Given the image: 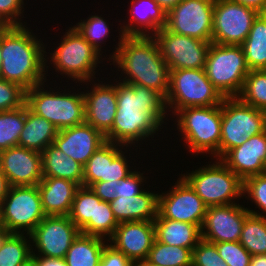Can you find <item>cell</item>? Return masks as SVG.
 <instances>
[{
	"label": "cell",
	"mask_w": 266,
	"mask_h": 266,
	"mask_svg": "<svg viewBox=\"0 0 266 266\" xmlns=\"http://www.w3.org/2000/svg\"><path fill=\"white\" fill-rule=\"evenodd\" d=\"M117 111L106 141L128 147L148 138L164 123L165 98L154 89L118 82Z\"/></svg>",
	"instance_id": "cell-1"
},
{
	"label": "cell",
	"mask_w": 266,
	"mask_h": 266,
	"mask_svg": "<svg viewBox=\"0 0 266 266\" xmlns=\"http://www.w3.org/2000/svg\"><path fill=\"white\" fill-rule=\"evenodd\" d=\"M119 40L118 47L110 59L127 74L122 82L154 89L166 98L170 69L160 54L155 38L124 36L121 32Z\"/></svg>",
	"instance_id": "cell-2"
},
{
	"label": "cell",
	"mask_w": 266,
	"mask_h": 266,
	"mask_svg": "<svg viewBox=\"0 0 266 266\" xmlns=\"http://www.w3.org/2000/svg\"><path fill=\"white\" fill-rule=\"evenodd\" d=\"M26 28L28 27L25 25L7 26L1 32L0 78L15 82L28 90L46 82L44 72L47 60L44 54L47 52L40 39L38 41Z\"/></svg>",
	"instance_id": "cell-3"
},
{
	"label": "cell",
	"mask_w": 266,
	"mask_h": 266,
	"mask_svg": "<svg viewBox=\"0 0 266 266\" xmlns=\"http://www.w3.org/2000/svg\"><path fill=\"white\" fill-rule=\"evenodd\" d=\"M177 128L192 153L210 152L220 159L221 105L186 107L177 113Z\"/></svg>",
	"instance_id": "cell-4"
},
{
	"label": "cell",
	"mask_w": 266,
	"mask_h": 266,
	"mask_svg": "<svg viewBox=\"0 0 266 266\" xmlns=\"http://www.w3.org/2000/svg\"><path fill=\"white\" fill-rule=\"evenodd\" d=\"M44 83L26 90V104L36 115L51 122L58 130L85 123L83 93H60L44 90ZM42 87V89H41Z\"/></svg>",
	"instance_id": "cell-5"
},
{
	"label": "cell",
	"mask_w": 266,
	"mask_h": 266,
	"mask_svg": "<svg viewBox=\"0 0 266 266\" xmlns=\"http://www.w3.org/2000/svg\"><path fill=\"white\" fill-rule=\"evenodd\" d=\"M207 78L224 98L238 97L250 69L242 46L210 44L205 64Z\"/></svg>",
	"instance_id": "cell-6"
},
{
	"label": "cell",
	"mask_w": 266,
	"mask_h": 266,
	"mask_svg": "<svg viewBox=\"0 0 266 266\" xmlns=\"http://www.w3.org/2000/svg\"><path fill=\"white\" fill-rule=\"evenodd\" d=\"M224 97L207 78L205 69L170 70L169 90L165 98L166 108L175 114L186 107H210L221 105Z\"/></svg>",
	"instance_id": "cell-7"
},
{
	"label": "cell",
	"mask_w": 266,
	"mask_h": 266,
	"mask_svg": "<svg viewBox=\"0 0 266 266\" xmlns=\"http://www.w3.org/2000/svg\"><path fill=\"white\" fill-rule=\"evenodd\" d=\"M216 160V164L182 176L208 207L235 204L232 200L243 195V180L220 159Z\"/></svg>",
	"instance_id": "cell-8"
},
{
	"label": "cell",
	"mask_w": 266,
	"mask_h": 266,
	"mask_svg": "<svg viewBox=\"0 0 266 266\" xmlns=\"http://www.w3.org/2000/svg\"><path fill=\"white\" fill-rule=\"evenodd\" d=\"M266 130V113L243 103L238 97L222 101L220 159L248 138Z\"/></svg>",
	"instance_id": "cell-9"
},
{
	"label": "cell",
	"mask_w": 266,
	"mask_h": 266,
	"mask_svg": "<svg viewBox=\"0 0 266 266\" xmlns=\"http://www.w3.org/2000/svg\"><path fill=\"white\" fill-rule=\"evenodd\" d=\"M45 217L37 185L9 187L0 204V225L8 233L29 235Z\"/></svg>",
	"instance_id": "cell-10"
},
{
	"label": "cell",
	"mask_w": 266,
	"mask_h": 266,
	"mask_svg": "<svg viewBox=\"0 0 266 266\" xmlns=\"http://www.w3.org/2000/svg\"><path fill=\"white\" fill-rule=\"evenodd\" d=\"M61 44L51 54L55 70L79 82H90L95 75L100 54L79 32L70 27L62 37ZM91 79V80H90Z\"/></svg>",
	"instance_id": "cell-11"
},
{
	"label": "cell",
	"mask_w": 266,
	"mask_h": 266,
	"mask_svg": "<svg viewBox=\"0 0 266 266\" xmlns=\"http://www.w3.org/2000/svg\"><path fill=\"white\" fill-rule=\"evenodd\" d=\"M259 14L232 0H215L211 43L241 46Z\"/></svg>",
	"instance_id": "cell-12"
},
{
	"label": "cell",
	"mask_w": 266,
	"mask_h": 266,
	"mask_svg": "<svg viewBox=\"0 0 266 266\" xmlns=\"http://www.w3.org/2000/svg\"><path fill=\"white\" fill-rule=\"evenodd\" d=\"M170 70L205 68L211 42L179 35L161 28L153 35Z\"/></svg>",
	"instance_id": "cell-13"
},
{
	"label": "cell",
	"mask_w": 266,
	"mask_h": 266,
	"mask_svg": "<svg viewBox=\"0 0 266 266\" xmlns=\"http://www.w3.org/2000/svg\"><path fill=\"white\" fill-rule=\"evenodd\" d=\"M215 0H181L167 13L166 28L176 34L212 41Z\"/></svg>",
	"instance_id": "cell-14"
},
{
	"label": "cell",
	"mask_w": 266,
	"mask_h": 266,
	"mask_svg": "<svg viewBox=\"0 0 266 266\" xmlns=\"http://www.w3.org/2000/svg\"><path fill=\"white\" fill-rule=\"evenodd\" d=\"M80 229L69 216H46L27 236L39 254L36 257L64 259L68 249L79 236ZM42 255V256H41Z\"/></svg>",
	"instance_id": "cell-15"
},
{
	"label": "cell",
	"mask_w": 266,
	"mask_h": 266,
	"mask_svg": "<svg viewBox=\"0 0 266 266\" xmlns=\"http://www.w3.org/2000/svg\"><path fill=\"white\" fill-rule=\"evenodd\" d=\"M166 194L158 195L156 219H172L197 225L200 229L208 206L182 177Z\"/></svg>",
	"instance_id": "cell-16"
},
{
	"label": "cell",
	"mask_w": 266,
	"mask_h": 266,
	"mask_svg": "<svg viewBox=\"0 0 266 266\" xmlns=\"http://www.w3.org/2000/svg\"><path fill=\"white\" fill-rule=\"evenodd\" d=\"M249 214L247 207L237 203L209 206L201 226V238L211 243L237 242Z\"/></svg>",
	"instance_id": "cell-17"
},
{
	"label": "cell",
	"mask_w": 266,
	"mask_h": 266,
	"mask_svg": "<svg viewBox=\"0 0 266 266\" xmlns=\"http://www.w3.org/2000/svg\"><path fill=\"white\" fill-rule=\"evenodd\" d=\"M120 144L106 141L101 145L83 166V186L90 187L101 181H120L125 179L129 171L128 161Z\"/></svg>",
	"instance_id": "cell-18"
},
{
	"label": "cell",
	"mask_w": 266,
	"mask_h": 266,
	"mask_svg": "<svg viewBox=\"0 0 266 266\" xmlns=\"http://www.w3.org/2000/svg\"><path fill=\"white\" fill-rule=\"evenodd\" d=\"M1 171L10 186H35L42 180L41 152L20 146L0 152Z\"/></svg>",
	"instance_id": "cell-19"
},
{
	"label": "cell",
	"mask_w": 266,
	"mask_h": 266,
	"mask_svg": "<svg viewBox=\"0 0 266 266\" xmlns=\"http://www.w3.org/2000/svg\"><path fill=\"white\" fill-rule=\"evenodd\" d=\"M154 240V221L121 222L109 239L110 245L122 252L134 265L147 259Z\"/></svg>",
	"instance_id": "cell-20"
},
{
	"label": "cell",
	"mask_w": 266,
	"mask_h": 266,
	"mask_svg": "<svg viewBox=\"0 0 266 266\" xmlns=\"http://www.w3.org/2000/svg\"><path fill=\"white\" fill-rule=\"evenodd\" d=\"M220 160L242 180L266 173V130L229 150Z\"/></svg>",
	"instance_id": "cell-21"
},
{
	"label": "cell",
	"mask_w": 266,
	"mask_h": 266,
	"mask_svg": "<svg viewBox=\"0 0 266 266\" xmlns=\"http://www.w3.org/2000/svg\"><path fill=\"white\" fill-rule=\"evenodd\" d=\"M105 142V136L85 122L59 130L53 144L84 166L94 152Z\"/></svg>",
	"instance_id": "cell-22"
},
{
	"label": "cell",
	"mask_w": 266,
	"mask_h": 266,
	"mask_svg": "<svg viewBox=\"0 0 266 266\" xmlns=\"http://www.w3.org/2000/svg\"><path fill=\"white\" fill-rule=\"evenodd\" d=\"M85 122L106 136L111 130L117 111L116 84H95L92 91L83 92Z\"/></svg>",
	"instance_id": "cell-23"
},
{
	"label": "cell",
	"mask_w": 266,
	"mask_h": 266,
	"mask_svg": "<svg viewBox=\"0 0 266 266\" xmlns=\"http://www.w3.org/2000/svg\"><path fill=\"white\" fill-rule=\"evenodd\" d=\"M41 205L46 216H69L77 183L55 177H43L38 183Z\"/></svg>",
	"instance_id": "cell-24"
},
{
	"label": "cell",
	"mask_w": 266,
	"mask_h": 266,
	"mask_svg": "<svg viewBox=\"0 0 266 266\" xmlns=\"http://www.w3.org/2000/svg\"><path fill=\"white\" fill-rule=\"evenodd\" d=\"M130 7V22L120 30L124 36H153L166 27L167 12L156 0H132Z\"/></svg>",
	"instance_id": "cell-25"
},
{
	"label": "cell",
	"mask_w": 266,
	"mask_h": 266,
	"mask_svg": "<svg viewBox=\"0 0 266 266\" xmlns=\"http://www.w3.org/2000/svg\"><path fill=\"white\" fill-rule=\"evenodd\" d=\"M110 206L118 223L154 221L157 217L158 193L143 190L132 197H116Z\"/></svg>",
	"instance_id": "cell-26"
},
{
	"label": "cell",
	"mask_w": 266,
	"mask_h": 266,
	"mask_svg": "<svg viewBox=\"0 0 266 266\" xmlns=\"http://www.w3.org/2000/svg\"><path fill=\"white\" fill-rule=\"evenodd\" d=\"M58 129L51 122L32 112L25 104V124L21 131L18 146L43 152L54 143Z\"/></svg>",
	"instance_id": "cell-27"
},
{
	"label": "cell",
	"mask_w": 266,
	"mask_h": 266,
	"mask_svg": "<svg viewBox=\"0 0 266 266\" xmlns=\"http://www.w3.org/2000/svg\"><path fill=\"white\" fill-rule=\"evenodd\" d=\"M155 240L170 246L194 249L201 238V229L194 224L172 219H155Z\"/></svg>",
	"instance_id": "cell-28"
},
{
	"label": "cell",
	"mask_w": 266,
	"mask_h": 266,
	"mask_svg": "<svg viewBox=\"0 0 266 266\" xmlns=\"http://www.w3.org/2000/svg\"><path fill=\"white\" fill-rule=\"evenodd\" d=\"M41 162L43 177L67 179L83 186V165L54 144H50L41 152Z\"/></svg>",
	"instance_id": "cell-29"
},
{
	"label": "cell",
	"mask_w": 266,
	"mask_h": 266,
	"mask_svg": "<svg viewBox=\"0 0 266 266\" xmlns=\"http://www.w3.org/2000/svg\"><path fill=\"white\" fill-rule=\"evenodd\" d=\"M100 201L90 187L80 186L77 189L69 218L82 234L95 236L96 203Z\"/></svg>",
	"instance_id": "cell-30"
},
{
	"label": "cell",
	"mask_w": 266,
	"mask_h": 266,
	"mask_svg": "<svg viewBox=\"0 0 266 266\" xmlns=\"http://www.w3.org/2000/svg\"><path fill=\"white\" fill-rule=\"evenodd\" d=\"M104 238L80 233L68 249L67 266H99L104 247Z\"/></svg>",
	"instance_id": "cell-31"
},
{
	"label": "cell",
	"mask_w": 266,
	"mask_h": 266,
	"mask_svg": "<svg viewBox=\"0 0 266 266\" xmlns=\"http://www.w3.org/2000/svg\"><path fill=\"white\" fill-rule=\"evenodd\" d=\"M241 46L250 70H266V18L261 14L253 21L252 28Z\"/></svg>",
	"instance_id": "cell-32"
},
{
	"label": "cell",
	"mask_w": 266,
	"mask_h": 266,
	"mask_svg": "<svg viewBox=\"0 0 266 266\" xmlns=\"http://www.w3.org/2000/svg\"><path fill=\"white\" fill-rule=\"evenodd\" d=\"M139 264L192 266V249L170 246L154 240L147 259Z\"/></svg>",
	"instance_id": "cell-33"
},
{
	"label": "cell",
	"mask_w": 266,
	"mask_h": 266,
	"mask_svg": "<svg viewBox=\"0 0 266 266\" xmlns=\"http://www.w3.org/2000/svg\"><path fill=\"white\" fill-rule=\"evenodd\" d=\"M240 244L253 255H266V215L249 214L244 221Z\"/></svg>",
	"instance_id": "cell-34"
},
{
	"label": "cell",
	"mask_w": 266,
	"mask_h": 266,
	"mask_svg": "<svg viewBox=\"0 0 266 266\" xmlns=\"http://www.w3.org/2000/svg\"><path fill=\"white\" fill-rule=\"evenodd\" d=\"M25 124V105L0 112V152L18 146Z\"/></svg>",
	"instance_id": "cell-35"
},
{
	"label": "cell",
	"mask_w": 266,
	"mask_h": 266,
	"mask_svg": "<svg viewBox=\"0 0 266 266\" xmlns=\"http://www.w3.org/2000/svg\"><path fill=\"white\" fill-rule=\"evenodd\" d=\"M24 234L9 233L4 238L0 246V266H21L32 256L33 247Z\"/></svg>",
	"instance_id": "cell-36"
},
{
	"label": "cell",
	"mask_w": 266,
	"mask_h": 266,
	"mask_svg": "<svg viewBox=\"0 0 266 266\" xmlns=\"http://www.w3.org/2000/svg\"><path fill=\"white\" fill-rule=\"evenodd\" d=\"M238 98L243 103L266 112V70H250Z\"/></svg>",
	"instance_id": "cell-37"
},
{
	"label": "cell",
	"mask_w": 266,
	"mask_h": 266,
	"mask_svg": "<svg viewBox=\"0 0 266 266\" xmlns=\"http://www.w3.org/2000/svg\"><path fill=\"white\" fill-rule=\"evenodd\" d=\"M106 23L107 22L104 21L101 16L92 15L90 18L88 17L87 21L81 20V22H78L76 26L73 27L100 53L101 40L107 38L110 32L109 26Z\"/></svg>",
	"instance_id": "cell-38"
},
{
	"label": "cell",
	"mask_w": 266,
	"mask_h": 266,
	"mask_svg": "<svg viewBox=\"0 0 266 266\" xmlns=\"http://www.w3.org/2000/svg\"><path fill=\"white\" fill-rule=\"evenodd\" d=\"M26 104V89L0 78V112L20 108Z\"/></svg>",
	"instance_id": "cell-39"
},
{
	"label": "cell",
	"mask_w": 266,
	"mask_h": 266,
	"mask_svg": "<svg viewBox=\"0 0 266 266\" xmlns=\"http://www.w3.org/2000/svg\"><path fill=\"white\" fill-rule=\"evenodd\" d=\"M248 194V197L252 199V202L263 211L258 213L254 210L247 209L250 214L261 216L265 212L266 214V173L253 175L243 180V194Z\"/></svg>",
	"instance_id": "cell-40"
},
{
	"label": "cell",
	"mask_w": 266,
	"mask_h": 266,
	"mask_svg": "<svg viewBox=\"0 0 266 266\" xmlns=\"http://www.w3.org/2000/svg\"><path fill=\"white\" fill-rule=\"evenodd\" d=\"M118 222L115 219L109 202L100 201L96 203L95 211V236L104 238L114 235Z\"/></svg>",
	"instance_id": "cell-41"
},
{
	"label": "cell",
	"mask_w": 266,
	"mask_h": 266,
	"mask_svg": "<svg viewBox=\"0 0 266 266\" xmlns=\"http://www.w3.org/2000/svg\"><path fill=\"white\" fill-rule=\"evenodd\" d=\"M192 266H229L214 243L201 239L192 250Z\"/></svg>",
	"instance_id": "cell-42"
},
{
	"label": "cell",
	"mask_w": 266,
	"mask_h": 266,
	"mask_svg": "<svg viewBox=\"0 0 266 266\" xmlns=\"http://www.w3.org/2000/svg\"><path fill=\"white\" fill-rule=\"evenodd\" d=\"M219 255L229 266H250L252 255L237 242L214 243Z\"/></svg>",
	"instance_id": "cell-43"
},
{
	"label": "cell",
	"mask_w": 266,
	"mask_h": 266,
	"mask_svg": "<svg viewBox=\"0 0 266 266\" xmlns=\"http://www.w3.org/2000/svg\"><path fill=\"white\" fill-rule=\"evenodd\" d=\"M23 3V0H0V21L6 27L23 26L18 18L22 14Z\"/></svg>",
	"instance_id": "cell-44"
},
{
	"label": "cell",
	"mask_w": 266,
	"mask_h": 266,
	"mask_svg": "<svg viewBox=\"0 0 266 266\" xmlns=\"http://www.w3.org/2000/svg\"><path fill=\"white\" fill-rule=\"evenodd\" d=\"M143 173L133 171L125 179L119 181L114 189L116 190V197H132L143 191L140 186L144 182Z\"/></svg>",
	"instance_id": "cell-45"
},
{
	"label": "cell",
	"mask_w": 266,
	"mask_h": 266,
	"mask_svg": "<svg viewBox=\"0 0 266 266\" xmlns=\"http://www.w3.org/2000/svg\"><path fill=\"white\" fill-rule=\"evenodd\" d=\"M99 266H135L122 252L110 243L104 247Z\"/></svg>",
	"instance_id": "cell-46"
},
{
	"label": "cell",
	"mask_w": 266,
	"mask_h": 266,
	"mask_svg": "<svg viewBox=\"0 0 266 266\" xmlns=\"http://www.w3.org/2000/svg\"><path fill=\"white\" fill-rule=\"evenodd\" d=\"M118 183L119 181L116 180L101 181L92 184L90 188L102 201L110 203L116 198V190L114 187H116Z\"/></svg>",
	"instance_id": "cell-47"
},
{
	"label": "cell",
	"mask_w": 266,
	"mask_h": 266,
	"mask_svg": "<svg viewBox=\"0 0 266 266\" xmlns=\"http://www.w3.org/2000/svg\"><path fill=\"white\" fill-rule=\"evenodd\" d=\"M232 1L240 3L251 9H254L258 13L262 12L266 3V0H232Z\"/></svg>",
	"instance_id": "cell-48"
},
{
	"label": "cell",
	"mask_w": 266,
	"mask_h": 266,
	"mask_svg": "<svg viewBox=\"0 0 266 266\" xmlns=\"http://www.w3.org/2000/svg\"><path fill=\"white\" fill-rule=\"evenodd\" d=\"M39 266H67L65 259L37 257Z\"/></svg>",
	"instance_id": "cell-49"
},
{
	"label": "cell",
	"mask_w": 266,
	"mask_h": 266,
	"mask_svg": "<svg viewBox=\"0 0 266 266\" xmlns=\"http://www.w3.org/2000/svg\"><path fill=\"white\" fill-rule=\"evenodd\" d=\"M9 187H10V185L7 181L6 176L0 170V204H1L2 200L4 199V197L6 196L8 190H9Z\"/></svg>",
	"instance_id": "cell-50"
},
{
	"label": "cell",
	"mask_w": 266,
	"mask_h": 266,
	"mask_svg": "<svg viewBox=\"0 0 266 266\" xmlns=\"http://www.w3.org/2000/svg\"><path fill=\"white\" fill-rule=\"evenodd\" d=\"M167 13L176 6L181 0H156Z\"/></svg>",
	"instance_id": "cell-51"
},
{
	"label": "cell",
	"mask_w": 266,
	"mask_h": 266,
	"mask_svg": "<svg viewBox=\"0 0 266 266\" xmlns=\"http://www.w3.org/2000/svg\"><path fill=\"white\" fill-rule=\"evenodd\" d=\"M250 266H266V255H253Z\"/></svg>",
	"instance_id": "cell-52"
},
{
	"label": "cell",
	"mask_w": 266,
	"mask_h": 266,
	"mask_svg": "<svg viewBox=\"0 0 266 266\" xmlns=\"http://www.w3.org/2000/svg\"><path fill=\"white\" fill-rule=\"evenodd\" d=\"M21 266H39L38 259L36 256L32 255L24 261Z\"/></svg>",
	"instance_id": "cell-53"
},
{
	"label": "cell",
	"mask_w": 266,
	"mask_h": 266,
	"mask_svg": "<svg viewBox=\"0 0 266 266\" xmlns=\"http://www.w3.org/2000/svg\"><path fill=\"white\" fill-rule=\"evenodd\" d=\"M9 233L0 225V246L4 240V238L8 235Z\"/></svg>",
	"instance_id": "cell-54"
},
{
	"label": "cell",
	"mask_w": 266,
	"mask_h": 266,
	"mask_svg": "<svg viewBox=\"0 0 266 266\" xmlns=\"http://www.w3.org/2000/svg\"><path fill=\"white\" fill-rule=\"evenodd\" d=\"M1 63H2V58H1V33H0V73H1V70H2Z\"/></svg>",
	"instance_id": "cell-55"
},
{
	"label": "cell",
	"mask_w": 266,
	"mask_h": 266,
	"mask_svg": "<svg viewBox=\"0 0 266 266\" xmlns=\"http://www.w3.org/2000/svg\"><path fill=\"white\" fill-rule=\"evenodd\" d=\"M264 18H266V3L264 6V9L262 10V12L260 13Z\"/></svg>",
	"instance_id": "cell-56"
},
{
	"label": "cell",
	"mask_w": 266,
	"mask_h": 266,
	"mask_svg": "<svg viewBox=\"0 0 266 266\" xmlns=\"http://www.w3.org/2000/svg\"><path fill=\"white\" fill-rule=\"evenodd\" d=\"M5 25L0 21V33L5 29Z\"/></svg>",
	"instance_id": "cell-57"
},
{
	"label": "cell",
	"mask_w": 266,
	"mask_h": 266,
	"mask_svg": "<svg viewBox=\"0 0 266 266\" xmlns=\"http://www.w3.org/2000/svg\"><path fill=\"white\" fill-rule=\"evenodd\" d=\"M138 266H160V265H154V264H138Z\"/></svg>",
	"instance_id": "cell-58"
}]
</instances>
